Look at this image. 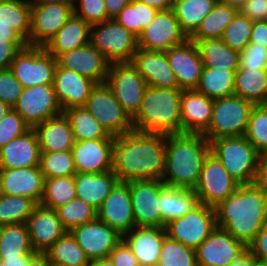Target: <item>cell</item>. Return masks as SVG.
<instances>
[{"mask_svg": "<svg viewBox=\"0 0 267 266\" xmlns=\"http://www.w3.org/2000/svg\"><path fill=\"white\" fill-rule=\"evenodd\" d=\"M112 171L119 182L162 180L166 172V134L133 130L115 137Z\"/></svg>", "mask_w": 267, "mask_h": 266, "instance_id": "obj_1", "label": "cell"}, {"mask_svg": "<svg viewBox=\"0 0 267 266\" xmlns=\"http://www.w3.org/2000/svg\"><path fill=\"white\" fill-rule=\"evenodd\" d=\"M214 209L216 226L248 246L267 223V193L254 183L239 185Z\"/></svg>", "mask_w": 267, "mask_h": 266, "instance_id": "obj_2", "label": "cell"}, {"mask_svg": "<svg viewBox=\"0 0 267 266\" xmlns=\"http://www.w3.org/2000/svg\"><path fill=\"white\" fill-rule=\"evenodd\" d=\"M210 142L201 133L166 135V172L162 181L170 187L195 189Z\"/></svg>", "mask_w": 267, "mask_h": 266, "instance_id": "obj_3", "label": "cell"}, {"mask_svg": "<svg viewBox=\"0 0 267 266\" xmlns=\"http://www.w3.org/2000/svg\"><path fill=\"white\" fill-rule=\"evenodd\" d=\"M181 95L179 88L147 86L141 107L132 119L134 130L142 133H182Z\"/></svg>", "mask_w": 267, "mask_h": 266, "instance_id": "obj_4", "label": "cell"}, {"mask_svg": "<svg viewBox=\"0 0 267 266\" xmlns=\"http://www.w3.org/2000/svg\"><path fill=\"white\" fill-rule=\"evenodd\" d=\"M210 148L240 185L254 183L260 153L244 135L212 139Z\"/></svg>", "mask_w": 267, "mask_h": 266, "instance_id": "obj_5", "label": "cell"}, {"mask_svg": "<svg viewBox=\"0 0 267 266\" xmlns=\"http://www.w3.org/2000/svg\"><path fill=\"white\" fill-rule=\"evenodd\" d=\"M253 106L252 102L235 94L214 99L212 119L202 135L209 142L221 137L243 136Z\"/></svg>", "mask_w": 267, "mask_h": 266, "instance_id": "obj_6", "label": "cell"}, {"mask_svg": "<svg viewBox=\"0 0 267 266\" xmlns=\"http://www.w3.org/2000/svg\"><path fill=\"white\" fill-rule=\"evenodd\" d=\"M90 44L110 64L131 62L138 49L137 37L114 18L90 26Z\"/></svg>", "mask_w": 267, "mask_h": 266, "instance_id": "obj_7", "label": "cell"}, {"mask_svg": "<svg viewBox=\"0 0 267 266\" xmlns=\"http://www.w3.org/2000/svg\"><path fill=\"white\" fill-rule=\"evenodd\" d=\"M85 107L113 137L134 130L132 119L115 98L106 81L95 83Z\"/></svg>", "mask_w": 267, "mask_h": 266, "instance_id": "obj_8", "label": "cell"}, {"mask_svg": "<svg viewBox=\"0 0 267 266\" xmlns=\"http://www.w3.org/2000/svg\"><path fill=\"white\" fill-rule=\"evenodd\" d=\"M57 59L44 47L26 45L15 56L9 70L23 88L53 84Z\"/></svg>", "mask_w": 267, "mask_h": 266, "instance_id": "obj_9", "label": "cell"}, {"mask_svg": "<svg viewBox=\"0 0 267 266\" xmlns=\"http://www.w3.org/2000/svg\"><path fill=\"white\" fill-rule=\"evenodd\" d=\"M106 83L124 111L133 119L147 88L146 80L131 62L109 64Z\"/></svg>", "mask_w": 267, "mask_h": 266, "instance_id": "obj_10", "label": "cell"}, {"mask_svg": "<svg viewBox=\"0 0 267 266\" xmlns=\"http://www.w3.org/2000/svg\"><path fill=\"white\" fill-rule=\"evenodd\" d=\"M215 227V209L200 203L186 215L166 224L165 231L169 238L196 249Z\"/></svg>", "mask_w": 267, "mask_h": 266, "instance_id": "obj_11", "label": "cell"}, {"mask_svg": "<svg viewBox=\"0 0 267 266\" xmlns=\"http://www.w3.org/2000/svg\"><path fill=\"white\" fill-rule=\"evenodd\" d=\"M33 128L48 119L63 114L56 98L53 84L23 88L20 97L12 108Z\"/></svg>", "mask_w": 267, "mask_h": 266, "instance_id": "obj_12", "label": "cell"}, {"mask_svg": "<svg viewBox=\"0 0 267 266\" xmlns=\"http://www.w3.org/2000/svg\"><path fill=\"white\" fill-rule=\"evenodd\" d=\"M239 185L226 171L221 162L210 153L205 159L199 182L194 192L201 204L215 208L232 195Z\"/></svg>", "mask_w": 267, "mask_h": 266, "instance_id": "obj_13", "label": "cell"}, {"mask_svg": "<svg viewBox=\"0 0 267 266\" xmlns=\"http://www.w3.org/2000/svg\"><path fill=\"white\" fill-rule=\"evenodd\" d=\"M73 14V7L62 3H31L28 45L45 47Z\"/></svg>", "mask_w": 267, "mask_h": 266, "instance_id": "obj_14", "label": "cell"}, {"mask_svg": "<svg viewBox=\"0 0 267 266\" xmlns=\"http://www.w3.org/2000/svg\"><path fill=\"white\" fill-rule=\"evenodd\" d=\"M167 185L162 180L130 181V196L136 227H162L160 192Z\"/></svg>", "mask_w": 267, "mask_h": 266, "instance_id": "obj_15", "label": "cell"}, {"mask_svg": "<svg viewBox=\"0 0 267 266\" xmlns=\"http://www.w3.org/2000/svg\"><path fill=\"white\" fill-rule=\"evenodd\" d=\"M189 38L182 31L174 11H158L152 22L137 38L138 48L165 52L185 43Z\"/></svg>", "mask_w": 267, "mask_h": 266, "instance_id": "obj_16", "label": "cell"}, {"mask_svg": "<svg viewBox=\"0 0 267 266\" xmlns=\"http://www.w3.org/2000/svg\"><path fill=\"white\" fill-rule=\"evenodd\" d=\"M195 250L198 266H229L247 250V246L216 226Z\"/></svg>", "mask_w": 267, "mask_h": 266, "instance_id": "obj_17", "label": "cell"}, {"mask_svg": "<svg viewBox=\"0 0 267 266\" xmlns=\"http://www.w3.org/2000/svg\"><path fill=\"white\" fill-rule=\"evenodd\" d=\"M70 233L90 261L108 258L123 239L116 230L98 219L79 225Z\"/></svg>", "mask_w": 267, "mask_h": 266, "instance_id": "obj_18", "label": "cell"}, {"mask_svg": "<svg viewBox=\"0 0 267 266\" xmlns=\"http://www.w3.org/2000/svg\"><path fill=\"white\" fill-rule=\"evenodd\" d=\"M97 219L124 236L136 227L130 182H118L97 210Z\"/></svg>", "mask_w": 267, "mask_h": 266, "instance_id": "obj_19", "label": "cell"}, {"mask_svg": "<svg viewBox=\"0 0 267 266\" xmlns=\"http://www.w3.org/2000/svg\"><path fill=\"white\" fill-rule=\"evenodd\" d=\"M177 78L178 88L192 90L198 85L204 65L197 44L191 40L165 51Z\"/></svg>", "mask_w": 267, "mask_h": 266, "instance_id": "obj_20", "label": "cell"}, {"mask_svg": "<svg viewBox=\"0 0 267 266\" xmlns=\"http://www.w3.org/2000/svg\"><path fill=\"white\" fill-rule=\"evenodd\" d=\"M115 139L75 141L72 148L77 173H104L113 168Z\"/></svg>", "mask_w": 267, "mask_h": 266, "instance_id": "obj_21", "label": "cell"}, {"mask_svg": "<svg viewBox=\"0 0 267 266\" xmlns=\"http://www.w3.org/2000/svg\"><path fill=\"white\" fill-rule=\"evenodd\" d=\"M45 177L39 166L0 169V194L23 196L41 203Z\"/></svg>", "mask_w": 267, "mask_h": 266, "instance_id": "obj_22", "label": "cell"}, {"mask_svg": "<svg viewBox=\"0 0 267 266\" xmlns=\"http://www.w3.org/2000/svg\"><path fill=\"white\" fill-rule=\"evenodd\" d=\"M56 59L60 67L88 77L96 83L106 81L110 63L90 43L60 54Z\"/></svg>", "mask_w": 267, "mask_h": 266, "instance_id": "obj_23", "label": "cell"}, {"mask_svg": "<svg viewBox=\"0 0 267 266\" xmlns=\"http://www.w3.org/2000/svg\"><path fill=\"white\" fill-rule=\"evenodd\" d=\"M95 83L90 78L57 64L53 87L62 111L71 107L85 106Z\"/></svg>", "mask_w": 267, "mask_h": 266, "instance_id": "obj_24", "label": "cell"}, {"mask_svg": "<svg viewBox=\"0 0 267 266\" xmlns=\"http://www.w3.org/2000/svg\"><path fill=\"white\" fill-rule=\"evenodd\" d=\"M26 224L35 253H45L67 232L58 218L57 211L40 204L30 215Z\"/></svg>", "mask_w": 267, "mask_h": 266, "instance_id": "obj_25", "label": "cell"}, {"mask_svg": "<svg viewBox=\"0 0 267 266\" xmlns=\"http://www.w3.org/2000/svg\"><path fill=\"white\" fill-rule=\"evenodd\" d=\"M131 63L146 80L147 86L178 88L176 75L168 63L165 52L138 48Z\"/></svg>", "mask_w": 267, "mask_h": 266, "instance_id": "obj_26", "label": "cell"}, {"mask_svg": "<svg viewBox=\"0 0 267 266\" xmlns=\"http://www.w3.org/2000/svg\"><path fill=\"white\" fill-rule=\"evenodd\" d=\"M214 99L195 89L182 90L181 123L182 133H203L209 126L213 113Z\"/></svg>", "mask_w": 267, "mask_h": 266, "instance_id": "obj_27", "label": "cell"}, {"mask_svg": "<svg viewBox=\"0 0 267 266\" xmlns=\"http://www.w3.org/2000/svg\"><path fill=\"white\" fill-rule=\"evenodd\" d=\"M41 150L37 135L31 128L0 148V169L39 166Z\"/></svg>", "mask_w": 267, "mask_h": 266, "instance_id": "obj_28", "label": "cell"}, {"mask_svg": "<svg viewBox=\"0 0 267 266\" xmlns=\"http://www.w3.org/2000/svg\"><path fill=\"white\" fill-rule=\"evenodd\" d=\"M166 236L162 227H135L123 236L140 266H157Z\"/></svg>", "mask_w": 267, "mask_h": 266, "instance_id": "obj_29", "label": "cell"}, {"mask_svg": "<svg viewBox=\"0 0 267 266\" xmlns=\"http://www.w3.org/2000/svg\"><path fill=\"white\" fill-rule=\"evenodd\" d=\"M41 152H64L72 150L75 138L69 120L64 114L48 119L32 128Z\"/></svg>", "mask_w": 267, "mask_h": 266, "instance_id": "obj_30", "label": "cell"}, {"mask_svg": "<svg viewBox=\"0 0 267 266\" xmlns=\"http://www.w3.org/2000/svg\"><path fill=\"white\" fill-rule=\"evenodd\" d=\"M74 181L76 197L83 199L96 210L119 182L112 170L104 173H76Z\"/></svg>", "mask_w": 267, "mask_h": 266, "instance_id": "obj_31", "label": "cell"}, {"mask_svg": "<svg viewBox=\"0 0 267 266\" xmlns=\"http://www.w3.org/2000/svg\"><path fill=\"white\" fill-rule=\"evenodd\" d=\"M89 43L90 25L73 14L44 48L57 58L60 54Z\"/></svg>", "mask_w": 267, "mask_h": 266, "instance_id": "obj_32", "label": "cell"}, {"mask_svg": "<svg viewBox=\"0 0 267 266\" xmlns=\"http://www.w3.org/2000/svg\"><path fill=\"white\" fill-rule=\"evenodd\" d=\"M162 228L196 208L200 202L193 189L166 186L160 192Z\"/></svg>", "mask_w": 267, "mask_h": 266, "instance_id": "obj_33", "label": "cell"}, {"mask_svg": "<svg viewBox=\"0 0 267 266\" xmlns=\"http://www.w3.org/2000/svg\"><path fill=\"white\" fill-rule=\"evenodd\" d=\"M235 95L254 105L267 103V69H243L235 73Z\"/></svg>", "mask_w": 267, "mask_h": 266, "instance_id": "obj_34", "label": "cell"}, {"mask_svg": "<svg viewBox=\"0 0 267 266\" xmlns=\"http://www.w3.org/2000/svg\"><path fill=\"white\" fill-rule=\"evenodd\" d=\"M204 67L237 70L240 52L232 50L220 39L199 40L197 43Z\"/></svg>", "mask_w": 267, "mask_h": 266, "instance_id": "obj_35", "label": "cell"}, {"mask_svg": "<svg viewBox=\"0 0 267 266\" xmlns=\"http://www.w3.org/2000/svg\"><path fill=\"white\" fill-rule=\"evenodd\" d=\"M236 70L204 67L196 91L212 98L234 95Z\"/></svg>", "mask_w": 267, "mask_h": 266, "instance_id": "obj_36", "label": "cell"}, {"mask_svg": "<svg viewBox=\"0 0 267 266\" xmlns=\"http://www.w3.org/2000/svg\"><path fill=\"white\" fill-rule=\"evenodd\" d=\"M219 0H174L172 10L189 38Z\"/></svg>", "mask_w": 267, "mask_h": 266, "instance_id": "obj_37", "label": "cell"}, {"mask_svg": "<svg viewBox=\"0 0 267 266\" xmlns=\"http://www.w3.org/2000/svg\"><path fill=\"white\" fill-rule=\"evenodd\" d=\"M35 254L26 223L0 226V258Z\"/></svg>", "mask_w": 267, "mask_h": 266, "instance_id": "obj_38", "label": "cell"}, {"mask_svg": "<svg viewBox=\"0 0 267 266\" xmlns=\"http://www.w3.org/2000/svg\"><path fill=\"white\" fill-rule=\"evenodd\" d=\"M69 120L75 141L115 139L99 124L85 106L71 107L63 111Z\"/></svg>", "mask_w": 267, "mask_h": 266, "instance_id": "obj_39", "label": "cell"}, {"mask_svg": "<svg viewBox=\"0 0 267 266\" xmlns=\"http://www.w3.org/2000/svg\"><path fill=\"white\" fill-rule=\"evenodd\" d=\"M239 11L229 5L216 3L212 11L202 20L189 40L197 43L199 40L220 39L227 25Z\"/></svg>", "mask_w": 267, "mask_h": 266, "instance_id": "obj_40", "label": "cell"}, {"mask_svg": "<svg viewBox=\"0 0 267 266\" xmlns=\"http://www.w3.org/2000/svg\"><path fill=\"white\" fill-rule=\"evenodd\" d=\"M51 266H89L90 260L70 232H66L46 252Z\"/></svg>", "mask_w": 267, "mask_h": 266, "instance_id": "obj_41", "label": "cell"}, {"mask_svg": "<svg viewBox=\"0 0 267 266\" xmlns=\"http://www.w3.org/2000/svg\"><path fill=\"white\" fill-rule=\"evenodd\" d=\"M30 17V0L0 2V22L8 24L27 45L30 33Z\"/></svg>", "mask_w": 267, "mask_h": 266, "instance_id": "obj_42", "label": "cell"}, {"mask_svg": "<svg viewBox=\"0 0 267 266\" xmlns=\"http://www.w3.org/2000/svg\"><path fill=\"white\" fill-rule=\"evenodd\" d=\"M158 10L138 0L124 7L114 19L137 38L154 19Z\"/></svg>", "mask_w": 267, "mask_h": 266, "instance_id": "obj_43", "label": "cell"}, {"mask_svg": "<svg viewBox=\"0 0 267 266\" xmlns=\"http://www.w3.org/2000/svg\"><path fill=\"white\" fill-rule=\"evenodd\" d=\"M74 198H76L74 176L45 178L41 206L56 209Z\"/></svg>", "mask_w": 267, "mask_h": 266, "instance_id": "obj_44", "label": "cell"}, {"mask_svg": "<svg viewBox=\"0 0 267 266\" xmlns=\"http://www.w3.org/2000/svg\"><path fill=\"white\" fill-rule=\"evenodd\" d=\"M37 206L27 197L0 194V226L26 223Z\"/></svg>", "mask_w": 267, "mask_h": 266, "instance_id": "obj_45", "label": "cell"}, {"mask_svg": "<svg viewBox=\"0 0 267 266\" xmlns=\"http://www.w3.org/2000/svg\"><path fill=\"white\" fill-rule=\"evenodd\" d=\"M63 228L70 232L73 228L97 219V210L83 199L74 198L55 209Z\"/></svg>", "mask_w": 267, "mask_h": 266, "instance_id": "obj_46", "label": "cell"}, {"mask_svg": "<svg viewBox=\"0 0 267 266\" xmlns=\"http://www.w3.org/2000/svg\"><path fill=\"white\" fill-rule=\"evenodd\" d=\"M157 266H198L196 250L166 235Z\"/></svg>", "mask_w": 267, "mask_h": 266, "instance_id": "obj_47", "label": "cell"}, {"mask_svg": "<svg viewBox=\"0 0 267 266\" xmlns=\"http://www.w3.org/2000/svg\"><path fill=\"white\" fill-rule=\"evenodd\" d=\"M39 167L45 178L68 177L77 173L71 150L41 152Z\"/></svg>", "mask_w": 267, "mask_h": 266, "instance_id": "obj_48", "label": "cell"}, {"mask_svg": "<svg viewBox=\"0 0 267 266\" xmlns=\"http://www.w3.org/2000/svg\"><path fill=\"white\" fill-rule=\"evenodd\" d=\"M244 136L263 154L267 151V105H254L249 115V121Z\"/></svg>", "mask_w": 267, "mask_h": 266, "instance_id": "obj_49", "label": "cell"}, {"mask_svg": "<svg viewBox=\"0 0 267 266\" xmlns=\"http://www.w3.org/2000/svg\"><path fill=\"white\" fill-rule=\"evenodd\" d=\"M252 26L253 21L238 12L223 31L221 39L232 50L241 53L250 43Z\"/></svg>", "mask_w": 267, "mask_h": 266, "instance_id": "obj_50", "label": "cell"}, {"mask_svg": "<svg viewBox=\"0 0 267 266\" xmlns=\"http://www.w3.org/2000/svg\"><path fill=\"white\" fill-rule=\"evenodd\" d=\"M31 127L22 117L11 109L0 120V148L4 147L11 140L24 135Z\"/></svg>", "mask_w": 267, "mask_h": 266, "instance_id": "obj_51", "label": "cell"}, {"mask_svg": "<svg viewBox=\"0 0 267 266\" xmlns=\"http://www.w3.org/2000/svg\"><path fill=\"white\" fill-rule=\"evenodd\" d=\"M74 15L83 19L90 26L111 19L103 0H76Z\"/></svg>", "mask_w": 267, "mask_h": 266, "instance_id": "obj_52", "label": "cell"}, {"mask_svg": "<svg viewBox=\"0 0 267 266\" xmlns=\"http://www.w3.org/2000/svg\"><path fill=\"white\" fill-rule=\"evenodd\" d=\"M22 90V84L9 69L0 71V100L2 102L13 108Z\"/></svg>", "mask_w": 267, "mask_h": 266, "instance_id": "obj_53", "label": "cell"}, {"mask_svg": "<svg viewBox=\"0 0 267 266\" xmlns=\"http://www.w3.org/2000/svg\"><path fill=\"white\" fill-rule=\"evenodd\" d=\"M240 67L243 69H267V48L249 43L240 53Z\"/></svg>", "mask_w": 267, "mask_h": 266, "instance_id": "obj_54", "label": "cell"}, {"mask_svg": "<svg viewBox=\"0 0 267 266\" xmlns=\"http://www.w3.org/2000/svg\"><path fill=\"white\" fill-rule=\"evenodd\" d=\"M108 258L114 266H140L132 249L122 239L121 242L110 252Z\"/></svg>", "mask_w": 267, "mask_h": 266, "instance_id": "obj_55", "label": "cell"}, {"mask_svg": "<svg viewBox=\"0 0 267 266\" xmlns=\"http://www.w3.org/2000/svg\"><path fill=\"white\" fill-rule=\"evenodd\" d=\"M26 43H13L12 41H0V71L7 70L15 56L23 49Z\"/></svg>", "mask_w": 267, "mask_h": 266, "instance_id": "obj_56", "label": "cell"}, {"mask_svg": "<svg viewBox=\"0 0 267 266\" xmlns=\"http://www.w3.org/2000/svg\"><path fill=\"white\" fill-rule=\"evenodd\" d=\"M247 249L259 262L267 264V223L247 246Z\"/></svg>", "mask_w": 267, "mask_h": 266, "instance_id": "obj_57", "label": "cell"}, {"mask_svg": "<svg viewBox=\"0 0 267 266\" xmlns=\"http://www.w3.org/2000/svg\"><path fill=\"white\" fill-rule=\"evenodd\" d=\"M267 0H248L239 12L251 21H261L266 13Z\"/></svg>", "mask_w": 267, "mask_h": 266, "instance_id": "obj_58", "label": "cell"}, {"mask_svg": "<svg viewBox=\"0 0 267 266\" xmlns=\"http://www.w3.org/2000/svg\"><path fill=\"white\" fill-rule=\"evenodd\" d=\"M250 43H256L267 48V22L253 21Z\"/></svg>", "mask_w": 267, "mask_h": 266, "instance_id": "obj_59", "label": "cell"}, {"mask_svg": "<svg viewBox=\"0 0 267 266\" xmlns=\"http://www.w3.org/2000/svg\"><path fill=\"white\" fill-rule=\"evenodd\" d=\"M254 184L267 193V157L260 154Z\"/></svg>", "mask_w": 267, "mask_h": 266, "instance_id": "obj_60", "label": "cell"}, {"mask_svg": "<svg viewBox=\"0 0 267 266\" xmlns=\"http://www.w3.org/2000/svg\"><path fill=\"white\" fill-rule=\"evenodd\" d=\"M108 16L114 18L131 0H103Z\"/></svg>", "mask_w": 267, "mask_h": 266, "instance_id": "obj_61", "label": "cell"}, {"mask_svg": "<svg viewBox=\"0 0 267 266\" xmlns=\"http://www.w3.org/2000/svg\"><path fill=\"white\" fill-rule=\"evenodd\" d=\"M2 40L26 43L8 24L0 22V41Z\"/></svg>", "mask_w": 267, "mask_h": 266, "instance_id": "obj_62", "label": "cell"}, {"mask_svg": "<svg viewBox=\"0 0 267 266\" xmlns=\"http://www.w3.org/2000/svg\"><path fill=\"white\" fill-rule=\"evenodd\" d=\"M258 260L247 249L241 256L232 261L229 266H254Z\"/></svg>", "mask_w": 267, "mask_h": 266, "instance_id": "obj_63", "label": "cell"}, {"mask_svg": "<svg viewBox=\"0 0 267 266\" xmlns=\"http://www.w3.org/2000/svg\"><path fill=\"white\" fill-rule=\"evenodd\" d=\"M34 255H19V258H0L2 266H27Z\"/></svg>", "mask_w": 267, "mask_h": 266, "instance_id": "obj_64", "label": "cell"}, {"mask_svg": "<svg viewBox=\"0 0 267 266\" xmlns=\"http://www.w3.org/2000/svg\"><path fill=\"white\" fill-rule=\"evenodd\" d=\"M146 5L157 9L158 11L170 10L173 7L174 0H138Z\"/></svg>", "mask_w": 267, "mask_h": 266, "instance_id": "obj_65", "label": "cell"}, {"mask_svg": "<svg viewBox=\"0 0 267 266\" xmlns=\"http://www.w3.org/2000/svg\"><path fill=\"white\" fill-rule=\"evenodd\" d=\"M27 266H51L45 253H36L29 261Z\"/></svg>", "mask_w": 267, "mask_h": 266, "instance_id": "obj_66", "label": "cell"}, {"mask_svg": "<svg viewBox=\"0 0 267 266\" xmlns=\"http://www.w3.org/2000/svg\"><path fill=\"white\" fill-rule=\"evenodd\" d=\"M30 3H40V4L62 3L68 6H72L74 8L76 0H30Z\"/></svg>", "mask_w": 267, "mask_h": 266, "instance_id": "obj_67", "label": "cell"}, {"mask_svg": "<svg viewBox=\"0 0 267 266\" xmlns=\"http://www.w3.org/2000/svg\"><path fill=\"white\" fill-rule=\"evenodd\" d=\"M247 1L248 0H219L220 3L236 8L238 11L245 6Z\"/></svg>", "mask_w": 267, "mask_h": 266, "instance_id": "obj_68", "label": "cell"}, {"mask_svg": "<svg viewBox=\"0 0 267 266\" xmlns=\"http://www.w3.org/2000/svg\"><path fill=\"white\" fill-rule=\"evenodd\" d=\"M89 266H114L109 258L97 259L90 261Z\"/></svg>", "mask_w": 267, "mask_h": 266, "instance_id": "obj_69", "label": "cell"}, {"mask_svg": "<svg viewBox=\"0 0 267 266\" xmlns=\"http://www.w3.org/2000/svg\"><path fill=\"white\" fill-rule=\"evenodd\" d=\"M12 108L0 100V120L11 110Z\"/></svg>", "mask_w": 267, "mask_h": 266, "instance_id": "obj_70", "label": "cell"}, {"mask_svg": "<svg viewBox=\"0 0 267 266\" xmlns=\"http://www.w3.org/2000/svg\"><path fill=\"white\" fill-rule=\"evenodd\" d=\"M254 266H267V264L258 261Z\"/></svg>", "mask_w": 267, "mask_h": 266, "instance_id": "obj_71", "label": "cell"}, {"mask_svg": "<svg viewBox=\"0 0 267 266\" xmlns=\"http://www.w3.org/2000/svg\"><path fill=\"white\" fill-rule=\"evenodd\" d=\"M263 21L267 22V8H266V13H265V15H264V19H263Z\"/></svg>", "mask_w": 267, "mask_h": 266, "instance_id": "obj_72", "label": "cell"}, {"mask_svg": "<svg viewBox=\"0 0 267 266\" xmlns=\"http://www.w3.org/2000/svg\"><path fill=\"white\" fill-rule=\"evenodd\" d=\"M9 1H12V0H0V2H9Z\"/></svg>", "mask_w": 267, "mask_h": 266, "instance_id": "obj_73", "label": "cell"}]
</instances>
